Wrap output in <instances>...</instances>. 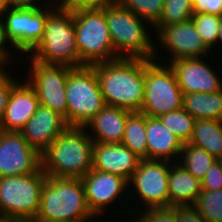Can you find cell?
I'll use <instances>...</instances> for the list:
<instances>
[{
  "label": "cell",
  "instance_id": "30bf717a",
  "mask_svg": "<svg viewBox=\"0 0 222 222\" xmlns=\"http://www.w3.org/2000/svg\"><path fill=\"white\" fill-rule=\"evenodd\" d=\"M54 8L46 0L34 7L6 8L2 15L5 37L18 55L29 54L37 47L43 38L48 14Z\"/></svg>",
  "mask_w": 222,
  "mask_h": 222
},
{
  "label": "cell",
  "instance_id": "603a6c76",
  "mask_svg": "<svg viewBox=\"0 0 222 222\" xmlns=\"http://www.w3.org/2000/svg\"><path fill=\"white\" fill-rule=\"evenodd\" d=\"M183 109L196 120L222 121V90L214 93L183 94Z\"/></svg>",
  "mask_w": 222,
  "mask_h": 222
},
{
  "label": "cell",
  "instance_id": "74e56055",
  "mask_svg": "<svg viewBox=\"0 0 222 222\" xmlns=\"http://www.w3.org/2000/svg\"><path fill=\"white\" fill-rule=\"evenodd\" d=\"M55 8L62 10H75L79 8H88V0H47Z\"/></svg>",
  "mask_w": 222,
  "mask_h": 222
},
{
  "label": "cell",
  "instance_id": "e575fe53",
  "mask_svg": "<svg viewBox=\"0 0 222 222\" xmlns=\"http://www.w3.org/2000/svg\"><path fill=\"white\" fill-rule=\"evenodd\" d=\"M194 13L222 14V0H193Z\"/></svg>",
  "mask_w": 222,
  "mask_h": 222
},
{
  "label": "cell",
  "instance_id": "d6986e66",
  "mask_svg": "<svg viewBox=\"0 0 222 222\" xmlns=\"http://www.w3.org/2000/svg\"><path fill=\"white\" fill-rule=\"evenodd\" d=\"M21 79L9 95L7 106L0 121V130L20 132L38 109L35 89L27 80Z\"/></svg>",
  "mask_w": 222,
  "mask_h": 222
},
{
  "label": "cell",
  "instance_id": "52a82bcc",
  "mask_svg": "<svg viewBox=\"0 0 222 222\" xmlns=\"http://www.w3.org/2000/svg\"><path fill=\"white\" fill-rule=\"evenodd\" d=\"M79 67L117 59L106 23L104 8L73 10Z\"/></svg>",
  "mask_w": 222,
  "mask_h": 222
},
{
  "label": "cell",
  "instance_id": "7c38bea8",
  "mask_svg": "<svg viewBox=\"0 0 222 222\" xmlns=\"http://www.w3.org/2000/svg\"><path fill=\"white\" fill-rule=\"evenodd\" d=\"M26 78L35 89L40 105L52 109L62 116L68 125L66 81L71 67L66 65L43 64L30 58ZM31 71V72H30Z\"/></svg>",
  "mask_w": 222,
  "mask_h": 222
},
{
  "label": "cell",
  "instance_id": "f1b7e54d",
  "mask_svg": "<svg viewBox=\"0 0 222 222\" xmlns=\"http://www.w3.org/2000/svg\"><path fill=\"white\" fill-rule=\"evenodd\" d=\"M192 207L207 222H222V189L202 190Z\"/></svg>",
  "mask_w": 222,
  "mask_h": 222
},
{
  "label": "cell",
  "instance_id": "d4e9b609",
  "mask_svg": "<svg viewBox=\"0 0 222 222\" xmlns=\"http://www.w3.org/2000/svg\"><path fill=\"white\" fill-rule=\"evenodd\" d=\"M122 144L141 160L148 159L145 114L132 112L127 117Z\"/></svg>",
  "mask_w": 222,
  "mask_h": 222
},
{
  "label": "cell",
  "instance_id": "8992f818",
  "mask_svg": "<svg viewBox=\"0 0 222 222\" xmlns=\"http://www.w3.org/2000/svg\"><path fill=\"white\" fill-rule=\"evenodd\" d=\"M46 177L40 167L31 174L0 178V222H33Z\"/></svg>",
  "mask_w": 222,
  "mask_h": 222
},
{
  "label": "cell",
  "instance_id": "7402d4cb",
  "mask_svg": "<svg viewBox=\"0 0 222 222\" xmlns=\"http://www.w3.org/2000/svg\"><path fill=\"white\" fill-rule=\"evenodd\" d=\"M169 207L192 206L201 193V181L179 162H172L168 178Z\"/></svg>",
  "mask_w": 222,
  "mask_h": 222
},
{
  "label": "cell",
  "instance_id": "5bb4252c",
  "mask_svg": "<svg viewBox=\"0 0 222 222\" xmlns=\"http://www.w3.org/2000/svg\"><path fill=\"white\" fill-rule=\"evenodd\" d=\"M157 42L169 51L170 61L176 59L206 58L210 50L196 32L192 19L161 27L157 33ZM161 42V43H160Z\"/></svg>",
  "mask_w": 222,
  "mask_h": 222
},
{
  "label": "cell",
  "instance_id": "e0dca14e",
  "mask_svg": "<svg viewBox=\"0 0 222 222\" xmlns=\"http://www.w3.org/2000/svg\"><path fill=\"white\" fill-rule=\"evenodd\" d=\"M68 127L65 119L52 109L39 105L20 133L39 154H42Z\"/></svg>",
  "mask_w": 222,
  "mask_h": 222
},
{
  "label": "cell",
  "instance_id": "484cf974",
  "mask_svg": "<svg viewBox=\"0 0 222 222\" xmlns=\"http://www.w3.org/2000/svg\"><path fill=\"white\" fill-rule=\"evenodd\" d=\"M216 160L217 158L206 150L190 143H184L178 162L201 181Z\"/></svg>",
  "mask_w": 222,
  "mask_h": 222
},
{
  "label": "cell",
  "instance_id": "7a4b0ae2",
  "mask_svg": "<svg viewBox=\"0 0 222 222\" xmlns=\"http://www.w3.org/2000/svg\"><path fill=\"white\" fill-rule=\"evenodd\" d=\"M89 210L81 179L47 176L33 222H96Z\"/></svg>",
  "mask_w": 222,
  "mask_h": 222
},
{
  "label": "cell",
  "instance_id": "ac0fdd59",
  "mask_svg": "<svg viewBox=\"0 0 222 222\" xmlns=\"http://www.w3.org/2000/svg\"><path fill=\"white\" fill-rule=\"evenodd\" d=\"M141 159L122 143H99L92 146V169L131 179Z\"/></svg>",
  "mask_w": 222,
  "mask_h": 222
},
{
  "label": "cell",
  "instance_id": "2e32d148",
  "mask_svg": "<svg viewBox=\"0 0 222 222\" xmlns=\"http://www.w3.org/2000/svg\"><path fill=\"white\" fill-rule=\"evenodd\" d=\"M167 64L173 69L183 94L222 90V77L204 58L176 59Z\"/></svg>",
  "mask_w": 222,
  "mask_h": 222
},
{
  "label": "cell",
  "instance_id": "b9f144b4",
  "mask_svg": "<svg viewBox=\"0 0 222 222\" xmlns=\"http://www.w3.org/2000/svg\"><path fill=\"white\" fill-rule=\"evenodd\" d=\"M6 5L4 0H0V18H2V15L4 13V11L6 10Z\"/></svg>",
  "mask_w": 222,
  "mask_h": 222
},
{
  "label": "cell",
  "instance_id": "836d02e7",
  "mask_svg": "<svg viewBox=\"0 0 222 222\" xmlns=\"http://www.w3.org/2000/svg\"><path fill=\"white\" fill-rule=\"evenodd\" d=\"M9 73V74H8ZM6 69L0 73V121L4 115L12 88L18 83Z\"/></svg>",
  "mask_w": 222,
  "mask_h": 222
},
{
  "label": "cell",
  "instance_id": "4dcf8cb0",
  "mask_svg": "<svg viewBox=\"0 0 222 222\" xmlns=\"http://www.w3.org/2000/svg\"><path fill=\"white\" fill-rule=\"evenodd\" d=\"M191 19L203 42L210 50H213L217 44L219 15L198 12L194 13Z\"/></svg>",
  "mask_w": 222,
  "mask_h": 222
},
{
  "label": "cell",
  "instance_id": "8d00e7d4",
  "mask_svg": "<svg viewBox=\"0 0 222 222\" xmlns=\"http://www.w3.org/2000/svg\"><path fill=\"white\" fill-rule=\"evenodd\" d=\"M8 45L10 44L6 40L4 24H3L2 18H0V61L4 65L7 64L9 66L10 65L9 63L11 62L10 60H12L13 63H14V60L13 58H11L13 56L9 51V48H12V47H9Z\"/></svg>",
  "mask_w": 222,
  "mask_h": 222
},
{
  "label": "cell",
  "instance_id": "5b68a950",
  "mask_svg": "<svg viewBox=\"0 0 222 222\" xmlns=\"http://www.w3.org/2000/svg\"><path fill=\"white\" fill-rule=\"evenodd\" d=\"M29 56L26 61L79 67L73 10L54 8L48 14L43 38Z\"/></svg>",
  "mask_w": 222,
  "mask_h": 222
},
{
  "label": "cell",
  "instance_id": "9c48e42d",
  "mask_svg": "<svg viewBox=\"0 0 222 222\" xmlns=\"http://www.w3.org/2000/svg\"><path fill=\"white\" fill-rule=\"evenodd\" d=\"M68 126L85 127L105 106L95 69L71 68L66 81Z\"/></svg>",
  "mask_w": 222,
  "mask_h": 222
},
{
  "label": "cell",
  "instance_id": "4316f807",
  "mask_svg": "<svg viewBox=\"0 0 222 222\" xmlns=\"http://www.w3.org/2000/svg\"><path fill=\"white\" fill-rule=\"evenodd\" d=\"M160 122L177 136L181 142L188 143L192 137L196 119L182 108L158 117Z\"/></svg>",
  "mask_w": 222,
  "mask_h": 222
},
{
  "label": "cell",
  "instance_id": "7bdbcfd3",
  "mask_svg": "<svg viewBox=\"0 0 222 222\" xmlns=\"http://www.w3.org/2000/svg\"><path fill=\"white\" fill-rule=\"evenodd\" d=\"M6 67H8L7 65H4L1 61H0V73L6 69Z\"/></svg>",
  "mask_w": 222,
  "mask_h": 222
},
{
  "label": "cell",
  "instance_id": "3957f363",
  "mask_svg": "<svg viewBox=\"0 0 222 222\" xmlns=\"http://www.w3.org/2000/svg\"><path fill=\"white\" fill-rule=\"evenodd\" d=\"M85 127L68 126L41 154L47 176L82 179L92 169V146Z\"/></svg>",
  "mask_w": 222,
  "mask_h": 222
},
{
  "label": "cell",
  "instance_id": "6da1fadb",
  "mask_svg": "<svg viewBox=\"0 0 222 222\" xmlns=\"http://www.w3.org/2000/svg\"><path fill=\"white\" fill-rule=\"evenodd\" d=\"M91 66L105 105L140 112L144 101L145 59L117 58Z\"/></svg>",
  "mask_w": 222,
  "mask_h": 222
},
{
  "label": "cell",
  "instance_id": "ab89813d",
  "mask_svg": "<svg viewBox=\"0 0 222 222\" xmlns=\"http://www.w3.org/2000/svg\"><path fill=\"white\" fill-rule=\"evenodd\" d=\"M119 0H88V8H105L118 3Z\"/></svg>",
  "mask_w": 222,
  "mask_h": 222
},
{
  "label": "cell",
  "instance_id": "ba28073f",
  "mask_svg": "<svg viewBox=\"0 0 222 222\" xmlns=\"http://www.w3.org/2000/svg\"><path fill=\"white\" fill-rule=\"evenodd\" d=\"M157 47L155 43L153 60L145 59L144 101L140 110L155 118L183 107V92L176 75L169 64L158 62Z\"/></svg>",
  "mask_w": 222,
  "mask_h": 222
},
{
  "label": "cell",
  "instance_id": "f35d334b",
  "mask_svg": "<svg viewBox=\"0 0 222 222\" xmlns=\"http://www.w3.org/2000/svg\"><path fill=\"white\" fill-rule=\"evenodd\" d=\"M7 8H28L42 4V0H4ZM40 2V3H39Z\"/></svg>",
  "mask_w": 222,
  "mask_h": 222
},
{
  "label": "cell",
  "instance_id": "ffe728a7",
  "mask_svg": "<svg viewBox=\"0 0 222 222\" xmlns=\"http://www.w3.org/2000/svg\"><path fill=\"white\" fill-rule=\"evenodd\" d=\"M131 113L124 108L105 105L85 128L93 142L122 143L125 123Z\"/></svg>",
  "mask_w": 222,
  "mask_h": 222
},
{
  "label": "cell",
  "instance_id": "9a60e30c",
  "mask_svg": "<svg viewBox=\"0 0 222 222\" xmlns=\"http://www.w3.org/2000/svg\"><path fill=\"white\" fill-rule=\"evenodd\" d=\"M81 180L85 188L88 208L96 218L101 214L103 217V213L108 210L107 207L111 208L115 205V200L121 201L120 198L124 193L127 195L131 192L124 178L108 172L91 169Z\"/></svg>",
  "mask_w": 222,
  "mask_h": 222
},
{
  "label": "cell",
  "instance_id": "d590c367",
  "mask_svg": "<svg viewBox=\"0 0 222 222\" xmlns=\"http://www.w3.org/2000/svg\"><path fill=\"white\" fill-rule=\"evenodd\" d=\"M177 222H207L192 206H176Z\"/></svg>",
  "mask_w": 222,
  "mask_h": 222
},
{
  "label": "cell",
  "instance_id": "60d3db41",
  "mask_svg": "<svg viewBox=\"0 0 222 222\" xmlns=\"http://www.w3.org/2000/svg\"><path fill=\"white\" fill-rule=\"evenodd\" d=\"M217 44L218 45L221 44V46H222V14L219 15V30H218Z\"/></svg>",
  "mask_w": 222,
  "mask_h": 222
},
{
  "label": "cell",
  "instance_id": "277c9868",
  "mask_svg": "<svg viewBox=\"0 0 222 222\" xmlns=\"http://www.w3.org/2000/svg\"><path fill=\"white\" fill-rule=\"evenodd\" d=\"M104 12L116 58L153 60L156 40L150 35L151 25L146 20L119 2L105 7Z\"/></svg>",
  "mask_w": 222,
  "mask_h": 222
},
{
  "label": "cell",
  "instance_id": "f546056e",
  "mask_svg": "<svg viewBox=\"0 0 222 222\" xmlns=\"http://www.w3.org/2000/svg\"><path fill=\"white\" fill-rule=\"evenodd\" d=\"M123 7L154 26L160 19L164 0H119Z\"/></svg>",
  "mask_w": 222,
  "mask_h": 222
},
{
  "label": "cell",
  "instance_id": "1f68e13d",
  "mask_svg": "<svg viewBox=\"0 0 222 222\" xmlns=\"http://www.w3.org/2000/svg\"><path fill=\"white\" fill-rule=\"evenodd\" d=\"M138 214L139 215H135L133 212V216L131 215V217L135 218L131 219V222H177L175 207L151 208L146 209L143 212H139ZM127 220L130 222L129 218L125 221Z\"/></svg>",
  "mask_w": 222,
  "mask_h": 222
},
{
  "label": "cell",
  "instance_id": "44dd1931",
  "mask_svg": "<svg viewBox=\"0 0 222 222\" xmlns=\"http://www.w3.org/2000/svg\"><path fill=\"white\" fill-rule=\"evenodd\" d=\"M146 137L148 159L178 162L183 143L158 118L146 116Z\"/></svg>",
  "mask_w": 222,
  "mask_h": 222
},
{
  "label": "cell",
  "instance_id": "4fadbf2b",
  "mask_svg": "<svg viewBox=\"0 0 222 222\" xmlns=\"http://www.w3.org/2000/svg\"><path fill=\"white\" fill-rule=\"evenodd\" d=\"M41 167V154L20 132L0 130V178L27 175Z\"/></svg>",
  "mask_w": 222,
  "mask_h": 222
},
{
  "label": "cell",
  "instance_id": "cb8c5ba5",
  "mask_svg": "<svg viewBox=\"0 0 222 222\" xmlns=\"http://www.w3.org/2000/svg\"><path fill=\"white\" fill-rule=\"evenodd\" d=\"M188 143L206 150L217 159H222V121L196 120L192 137Z\"/></svg>",
  "mask_w": 222,
  "mask_h": 222
},
{
  "label": "cell",
  "instance_id": "8fae6325",
  "mask_svg": "<svg viewBox=\"0 0 222 222\" xmlns=\"http://www.w3.org/2000/svg\"><path fill=\"white\" fill-rule=\"evenodd\" d=\"M172 162L164 160L143 159L128 182V189L133 192L129 200L137 198L138 212L151 208L169 207L168 178ZM133 194V195H132ZM139 199V200H138ZM143 209H142V208Z\"/></svg>",
  "mask_w": 222,
  "mask_h": 222
},
{
  "label": "cell",
  "instance_id": "d6a6232c",
  "mask_svg": "<svg viewBox=\"0 0 222 222\" xmlns=\"http://www.w3.org/2000/svg\"><path fill=\"white\" fill-rule=\"evenodd\" d=\"M201 189L214 191L222 189V159H217L201 180Z\"/></svg>",
  "mask_w": 222,
  "mask_h": 222
},
{
  "label": "cell",
  "instance_id": "83f0119b",
  "mask_svg": "<svg viewBox=\"0 0 222 222\" xmlns=\"http://www.w3.org/2000/svg\"><path fill=\"white\" fill-rule=\"evenodd\" d=\"M193 14V0H164L161 17L153 26V30L157 32L165 25L190 20Z\"/></svg>",
  "mask_w": 222,
  "mask_h": 222
}]
</instances>
